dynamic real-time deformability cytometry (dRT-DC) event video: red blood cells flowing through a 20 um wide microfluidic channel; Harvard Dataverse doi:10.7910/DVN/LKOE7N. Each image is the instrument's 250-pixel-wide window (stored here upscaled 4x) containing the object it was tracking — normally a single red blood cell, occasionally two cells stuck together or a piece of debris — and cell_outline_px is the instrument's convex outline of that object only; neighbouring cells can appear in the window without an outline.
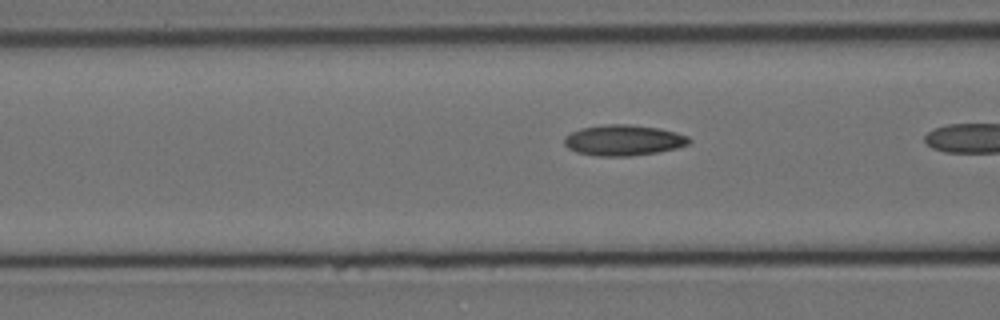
{"species": "Egyptian fruit bat (a non-hibernating species)", "species_latin": "Rousettus aegyptiacus", "temperature_condition": "cold", "stored_images_in_passage": 23, "camera_frame_rate_fps": 3000, "um_per_image_px": 0.085, "animal": {"sex": "female"}, "frame": {"image": 1, "passage_image": 19, "time_ms": 6.0, "image_size_px": [1000, 320], "cell_outline_px": [[692, 140], [688, 144], [676, 148], [656, 152], [628, 156], [596, 156], [576, 152], [568, 148], [564, 144], [564, 136], [580, 128], [604, 124], [628, 124], [660, 128], [676, 132], [688, 136]], "centroid_in_image_um": [52.98, 11.91], "position_along_channel_um": 113.6, "area_um2": 22.43}}